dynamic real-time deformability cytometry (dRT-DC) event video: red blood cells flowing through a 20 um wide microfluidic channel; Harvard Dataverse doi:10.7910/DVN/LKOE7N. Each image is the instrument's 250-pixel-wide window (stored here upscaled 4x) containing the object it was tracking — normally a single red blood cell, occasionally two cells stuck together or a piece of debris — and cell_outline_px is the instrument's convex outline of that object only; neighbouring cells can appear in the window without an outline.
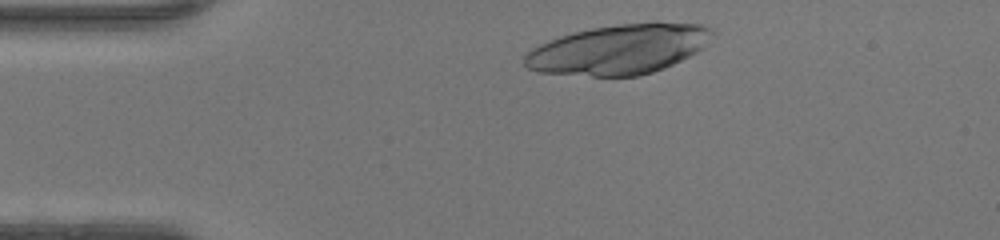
{"species": "human", "species_latin": "Homo sapiens", "temperature_condition": "warm", "stored_images_in_passage": 33, "camera_frame_rate_fps": 3000, "um_per_image_px": 0.085, "donor": {"sex": "female"}, "frame": {"image": 1, "passage_image": 2, "time_ms": 0.333, "image_size_px": [1000, 240], "cell_outline_px": [[716, 36], [704, 48], [664, 68], [640, 76], [592, 76], [536, 72], [528, 68], [524, 64], [524, 56], [532, 48], [548, 40], [572, 32], [592, 28], [620, 24], [652, 20], [656, 20], [700, 24], [712, 28], [716, 32]], "centroid_in_image_um": [52.68, 4.16], "position_along_channel_um": 32.3, "area_um2": 55.43}}
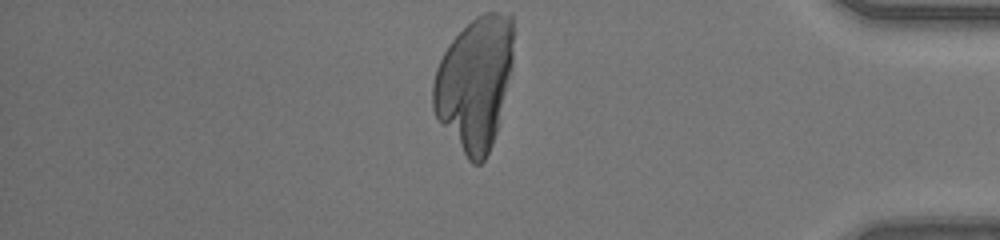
{"frame": {"image": 2, "passage_image": 33, "time_ms": 10.667, "image_size_px": [1000, 240], "cell_outline_px": [[512, 64], [496, 132], [492, 144], [484, 160], [480, 164], [472, 164], [468, 160], [436, 116], [432, 108], [432, 84], [436, 68], [448, 44], [476, 16], [484, 12], [500, 12], [512, 16]], "centroid_in_image_um": [40.33, 7.06], "position_along_channel_um": 394.9, "area_um2": 61.56}}